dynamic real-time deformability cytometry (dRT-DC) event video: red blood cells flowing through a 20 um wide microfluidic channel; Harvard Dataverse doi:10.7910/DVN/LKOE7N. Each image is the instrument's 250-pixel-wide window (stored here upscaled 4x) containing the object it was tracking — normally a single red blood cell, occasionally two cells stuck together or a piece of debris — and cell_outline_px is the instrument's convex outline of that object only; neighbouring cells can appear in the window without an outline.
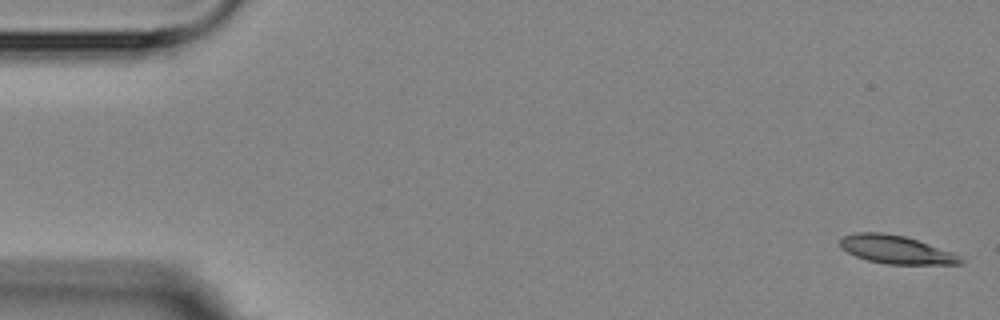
{"species": "Egyptian fruit bat (a non-hibernating species)", "species_latin": "Rousettus aegyptiacus", "temperature_condition": "room temperature", "stored_images_in_passage": 6, "segment_of_instrument_passage": [1, 2], "camera_frame_rate_fps": 3000, "um_per_image_px": 0.085, "animal": {"sex": "female"}, "frame": {"image": 1, "passage_image": 1, "time_ms": 0.0, "image_size_px": [1000, 320], "cell_outline_px": [[964, 264], [888, 264], [868, 260], [856, 256], [840, 248], [840, 240], [844, 236], [852, 232], [884, 232], [904, 236], [952, 252], [960, 256], [964, 260]], "centroid_in_image_um": [76.15, 21.21], "position_along_channel_um": 8.9, "area_um2": 19.71}}
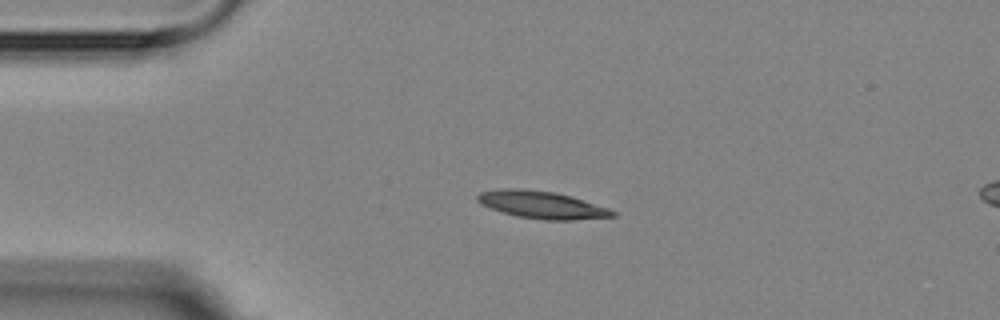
{"frame": {"image": 2, "passage_image": 4, "time_ms": 3.667, "image_size_px": [1000, 320], "cell_outline_px": [[616, 216], [572, 220], [544, 220], [516, 216], [480, 204], [476, 200], [476, 196], [480, 192], [500, 188], [524, 188], [552, 192], [572, 196], [608, 208], [616, 212]], "centroid_in_image_um": [46.03, 17.4], "position_along_channel_um": 39.0, "area_um2": 21.56}}